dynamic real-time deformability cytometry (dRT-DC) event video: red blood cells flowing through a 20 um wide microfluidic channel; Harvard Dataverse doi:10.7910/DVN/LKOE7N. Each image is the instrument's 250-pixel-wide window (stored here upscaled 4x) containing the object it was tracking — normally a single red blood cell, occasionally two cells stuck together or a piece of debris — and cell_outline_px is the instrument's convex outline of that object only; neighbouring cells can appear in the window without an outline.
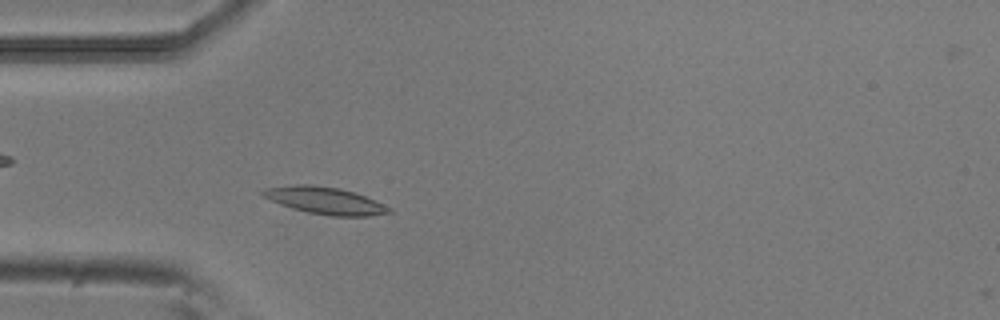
{"species": "common noctule bat (a hibernating species)", "species_latin": "Nyctalus noctula", "temperature_condition": "room temperature", "stored_images_in_passage": 12, "camera_frame_rate_fps": 3000, "um_per_image_px": 0.085, "animal": {"sex": "male", "body_mass_g": 20.5, "forearm_length_mm": 52.5}, "frame": {"image": 1, "passage_image": 11, "time_ms": 3.333, "image_size_px": [1000, 320], "cell_outline_px": [[392, 212], [368, 216], [328, 216], [308, 212], [292, 208], [280, 204], [264, 196], [260, 192], [264, 188], [292, 184], [312, 184], [340, 188], [356, 192], [392, 208]], "centroid_in_image_um": [27.63, 17.03], "position_along_channel_um": 57.4, "area_um2": 20.0}}